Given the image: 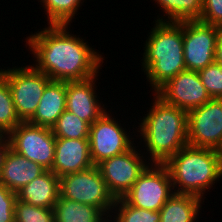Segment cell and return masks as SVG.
<instances>
[{
  "label": "cell",
  "instance_id": "obj_1",
  "mask_svg": "<svg viewBox=\"0 0 222 222\" xmlns=\"http://www.w3.org/2000/svg\"><path fill=\"white\" fill-rule=\"evenodd\" d=\"M45 26L25 40L37 70L52 81H83L99 74L105 60L103 53L80 35H73L70 25Z\"/></svg>",
  "mask_w": 222,
  "mask_h": 222
},
{
  "label": "cell",
  "instance_id": "obj_2",
  "mask_svg": "<svg viewBox=\"0 0 222 222\" xmlns=\"http://www.w3.org/2000/svg\"><path fill=\"white\" fill-rule=\"evenodd\" d=\"M152 106L137 122L138 145L150 163L164 164L188 145V112L165 103L153 93ZM143 142V143H142ZM140 143V144H139ZM143 144V145H142ZM146 150V151H145ZM146 152V153H145Z\"/></svg>",
  "mask_w": 222,
  "mask_h": 222
},
{
  "label": "cell",
  "instance_id": "obj_3",
  "mask_svg": "<svg viewBox=\"0 0 222 222\" xmlns=\"http://www.w3.org/2000/svg\"><path fill=\"white\" fill-rule=\"evenodd\" d=\"M155 22V23H154ZM144 41L141 67L152 95L169 79L185 71L183 56V21H153Z\"/></svg>",
  "mask_w": 222,
  "mask_h": 222
},
{
  "label": "cell",
  "instance_id": "obj_4",
  "mask_svg": "<svg viewBox=\"0 0 222 222\" xmlns=\"http://www.w3.org/2000/svg\"><path fill=\"white\" fill-rule=\"evenodd\" d=\"M164 165L169 171L174 193L191 194L203 200L205 193L222 178L220 153L214 149L187 145Z\"/></svg>",
  "mask_w": 222,
  "mask_h": 222
},
{
  "label": "cell",
  "instance_id": "obj_5",
  "mask_svg": "<svg viewBox=\"0 0 222 222\" xmlns=\"http://www.w3.org/2000/svg\"><path fill=\"white\" fill-rule=\"evenodd\" d=\"M0 74L9 85L16 113L27 122L35 113L46 86L52 81L33 65L0 68Z\"/></svg>",
  "mask_w": 222,
  "mask_h": 222
},
{
  "label": "cell",
  "instance_id": "obj_6",
  "mask_svg": "<svg viewBox=\"0 0 222 222\" xmlns=\"http://www.w3.org/2000/svg\"><path fill=\"white\" fill-rule=\"evenodd\" d=\"M60 195L63 198L95 206L106 216L112 214L115 198L108 191L97 166L60 177Z\"/></svg>",
  "mask_w": 222,
  "mask_h": 222
},
{
  "label": "cell",
  "instance_id": "obj_7",
  "mask_svg": "<svg viewBox=\"0 0 222 222\" xmlns=\"http://www.w3.org/2000/svg\"><path fill=\"white\" fill-rule=\"evenodd\" d=\"M111 113L110 110L106 111L90 125L88 139L91 159L95 166L105 159L125 153L135 145V139L137 140L136 134L131 136L128 133L131 130H126V126L122 124L123 127L119 123L121 121H116L118 118Z\"/></svg>",
  "mask_w": 222,
  "mask_h": 222
},
{
  "label": "cell",
  "instance_id": "obj_8",
  "mask_svg": "<svg viewBox=\"0 0 222 222\" xmlns=\"http://www.w3.org/2000/svg\"><path fill=\"white\" fill-rule=\"evenodd\" d=\"M173 194L172 181L166 166L150 163L122 199L136 208L160 211Z\"/></svg>",
  "mask_w": 222,
  "mask_h": 222
},
{
  "label": "cell",
  "instance_id": "obj_9",
  "mask_svg": "<svg viewBox=\"0 0 222 222\" xmlns=\"http://www.w3.org/2000/svg\"><path fill=\"white\" fill-rule=\"evenodd\" d=\"M138 147L137 143L125 153L105 159L96 165L108 191L115 199L122 198L150 164Z\"/></svg>",
  "mask_w": 222,
  "mask_h": 222
},
{
  "label": "cell",
  "instance_id": "obj_10",
  "mask_svg": "<svg viewBox=\"0 0 222 222\" xmlns=\"http://www.w3.org/2000/svg\"><path fill=\"white\" fill-rule=\"evenodd\" d=\"M11 149L25 158L51 170L54 162L56 137L51 128L19 123L9 134Z\"/></svg>",
  "mask_w": 222,
  "mask_h": 222
},
{
  "label": "cell",
  "instance_id": "obj_11",
  "mask_svg": "<svg viewBox=\"0 0 222 222\" xmlns=\"http://www.w3.org/2000/svg\"><path fill=\"white\" fill-rule=\"evenodd\" d=\"M219 26L200 20L183 21V56L186 70L199 72L215 62Z\"/></svg>",
  "mask_w": 222,
  "mask_h": 222
},
{
  "label": "cell",
  "instance_id": "obj_12",
  "mask_svg": "<svg viewBox=\"0 0 222 222\" xmlns=\"http://www.w3.org/2000/svg\"><path fill=\"white\" fill-rule=\"evenodd\" d=\"M188 145L222 148V99H211L188 112Z\"/></svg>",
  "mask_w": 222,
  "mask_h": 222
},
{
  "label": "cell",
  "instance_id": "obj_13",
  "mask_svg": "<svg viewBox=\"0 0 222 222\" xmlns=\"http://www.w3.org/2000/svg\"><path fill=\"white\" fill-rule=\"evenodd\" d=\"M155 94L165 103L189 112L211 100L198 72L185 70L163 84Z\"/></svg>",
  "mask_w": 222,
  "mask_h": 222
},
{
  "label": "cell",
  "instance_id": "obj_14",
  "mask_svg": "<svg viewBox=\"0 0 222 222\" xmlns=\"http://www.w3.org/2000/svg\"><path fill=\"white\" fill-rule=\"evenodd\" d=\"M98 76L83 81H66V110L89 125L107 111L96 91Z\"/></svg>",
  "mask_w": 222,
  "mask_h": 222
},
{
  "label": "cell",
  "instance_id": "obj_15",
  "mask_svg": "<svg viewBox=\"0 0 222 222\" xmlns=\"http://www.w3.org/2000/svg\"><path fill=\"white\" fill-rule=\"evenodd\" d=\"M94 166L89 139L56 138L54 162L51 171L59 178Z\"/></svg>",
  "mask_w": 222,
  "mask_h": 222
},
{
  "label": "cell",
  "instance_id": "obj_16",
  "mask_svg": "<svg viewBox=\"0 0 222 222\" xmlns=\"http://www.w3.org/2000/svg\"><path fill=\"white\" fill-rule=\"evenodd\" d=\"M47 169L9 149L0 170V183L13 192L43 174Z\"/></svg>",
  "mask_w": 222,
  "mask_h": 222
},
{
  "label": "cell",
  "instance_id": "obj_17",
  "mask_svg": "<svg viewBox=\"0 0 222 222\" xmlns=\"http://www.w3.org/2000/svg\"><path fill=\"white\" fill-rule=\"evenodd\" d=\"M60 196V178L51 170L23 186L17 199L36 207L53 209Z\"/></svg>",
  "mask_w": 222,
  "mask_h": 222
},
{
  "label": "cell",
  "instance_id": "obj_18",
  "mask_svg": "<svg viewBox=\"0 0 222 222\" xmlns=\"http://www.w3.org/2000/svg\"><path fill=\"white\" fill-rule=\"evenodd\" d=\"M66 110V81H51L45 88L30 124L52 128Z\"/></svg>",
  "mask_w": 222,
  "mask_h": 222
},
{
  "label": "cell",
  "instance_id": "obj_19",
  "mask_svg": "<svg viewBox=\"0 0 222 222\" xmlns=\"http://www.w3.org/2000/svg\"><path fill=\"white\" fill-rule=\"evenodd\" d=\"M204 200L191 194L174 193L160 209V222H197Z\"/></svg>",
  "mask_w": 222,
  "mask_h": 222
},
{
  "label": "cell",
  "instance_id": "obj_20",
  "mask_svg": "<svg viewBox=\"0 0 222 222\" xmlns=\"http://www.w3.org/2000/svg\"><path fill=\"white\" fill-rule=\"evenodd\" d=\"M55 222H101L106 215L97 207L75 202L61 195L53 207Z\"/></svg>",
  "mask_w": 222,
  "mask_h": 222
},
{
  "label": "cell",
  "instance_id": "obj_21",
  "mask_svg": "<svg viewBox=\"0 0 222 222\" xmlns=\"http://www.w3.org/2000/svg\"><path fill=\"white\" fill-rule=\"evenodd\" d=\"M162 9L156 21L181 22L199 20L203 10V0H153ZM165 15V16H164ZM167 17V18H166Z\"/></svg>",
  "mask_w": 222,
  "mask_h": 222
},
{
  "label": "cell",
  "instance_id": "obj_22",
  "mask_svg": "<svg viewBox=\"0 0 222 222\" xmlns=\"http://www.w3.org/2000/svg\"><path fill=\"white\" fill-rule=\"evenodd\" d=\"M45 9L47 25H71L84 0H38ZM43 3V4H42Z\"/></svg>",
  "mask_w": 222,
  "mask_h": 222
},
{
  "label": "cell",
  "instance_id": "obj_23",
  "mask_svg": "<svg viewBox=\"0 0 222 222\" xmlns=\"http://www.w3.org/2000/svg\"><path fill=\"white\" fill-rule=\"evenodd\" d=\"M90 125L77 115L65 110L52 126L56 138L88 139Z\"/></svg>",
  "mask_w": 222,
  "mask_h": 222
},
{
  "label": "cell",
  "instance_id": "obj_24",
  "mask_svg": "<svg viewBox=\"0 0 222 222\" xmlns=\"http://www.w3.org/2000/svg\"><path fill=\"white\" fill-rule=\"evenodd\" d=\"M21 122L15 110L9 85L0 74V132L9 134Z\"/></svg>",
  "mask_w": 222,
  "mask_h": 222
},
{
  "label": "cell",
  "instance_id": "obj_25",
  "mask_svg": "<svg viewBox=\"0 0 222 222\" xmlns=\"http://www.w3.org/2000/svg\"><path fill=\"white\" fill-rule=\"evenodd\" d=\"M111 215L117 222H160L161 219L159 211L136 208L122 198L115 199Z\"/></svg>",
  "mask_w": 222,
  "mask_h": 222
},
{
  "label": "cell",
  "instance_id": "obj_26",
  "mask_svg": "<svg viewBox=\"0 0 222 222\" xmlns=\"http://www.w3.org/2000/svg\"><path fill=\"white\" fill-rule=\"evenodd\" d=\"M14 222H55L54 212L53 209L36 207L17 199L14 207Z\"/></svg>",
  "mask_w": 222,
  "mask_h": 222
},
{
  "label": "cell",
  "instance_id": "obj_27",
  "mask_svg": "<svg viewBox=\"0 0 222 222\" xmlns=\"http://www.w3.org/2000/svg\"><path fill=\"white\" fill-rule=\"evenodd\" d=\"M198 74L211 99H222V66L213 62Z\"/></svg>",
  "mask_w": 222,
  "mask_h": 222
},
{
  "label": "cell",
  "instance_id": "obj_28",
  "mask_svg": "<svg viewBox=\"0 0 222 222\" xmlns=\"http://www.w3.org/2000/svg\"><path fill=\"white\" fill-rule=\"evenodd\" d=\"M17 193L0 183V222H14Z\"/></svg>",
  "mask_w": 222,
  "mask_h": 222
},
{
  "label": "cell",
  "instance_id": "obj_29",
  "mask_svg": "<svg viewBox=\"0 0 222 222\" xmlns=\"http://www.w3.org/2000/svg\"><path fill=\"white\" fill-rule=\"evenodd\" d=\"M199 20L222 27V0H203V10Z\"/></svg>",
  "mask_w": 222,
  "mask_h": 222
},
{
  "label": "cell",
  "instance_id": "obj_30",
  "mask_svg": "<svg viewBox=\"0 0 222 222\" xmlns=\"http://www.w3.org/2000/svg\"><path fill=\"white\" fill-rule=\"evenodd\" d=\"M11 148L10 139L7 133L0 132V170L4 164L7 152Z\"/></svg>",
  "mask_w": 222,
  "mask_h": 222
},
{
  "label": "cell",
  "instance_id": "obj_31",
  "mask_svg": "<svg viewBox=\"0 0 222 222\" xmlns=\"http://www.w3.org/2000/svg\"><path fill=\"white\" fill-rule=\"evenodd\" d=\"M215 62L222 66V27H219V34L217 37Z\"/></svg>",
  "mask_w": 222,
  "mask_h": 222
},
{
  "label": "cell",
  "instance_id": "obj_32",
  "mask_svg": "<svg viewBox=\"0 0 222 222\" xmlns=\"http://www.w3.org/2000/svg\"><path fill=\"white\" fill-rule=\"evenodd\" d=\"M101 222H117V221L114 218H112V215L109 216L107 215Z\"/></svg>",
  "mask_w": 222,
  "mask_h": 222
},
{
  "label": "cell",
  "instance_id": "obj_33",
  "mask_svg": "<svg viewBox=\"0 0 222 222\" xmlns=\"http://www.w3.org/2000/svg\"><path fill=\"white\" fill-rule=\"evenodd\" d=\"M220 153V161H221V169H222V148L219 150Z\"/></svg>",
  "mask_w": 222,
  "mask_h": 222
}]
</instances>
